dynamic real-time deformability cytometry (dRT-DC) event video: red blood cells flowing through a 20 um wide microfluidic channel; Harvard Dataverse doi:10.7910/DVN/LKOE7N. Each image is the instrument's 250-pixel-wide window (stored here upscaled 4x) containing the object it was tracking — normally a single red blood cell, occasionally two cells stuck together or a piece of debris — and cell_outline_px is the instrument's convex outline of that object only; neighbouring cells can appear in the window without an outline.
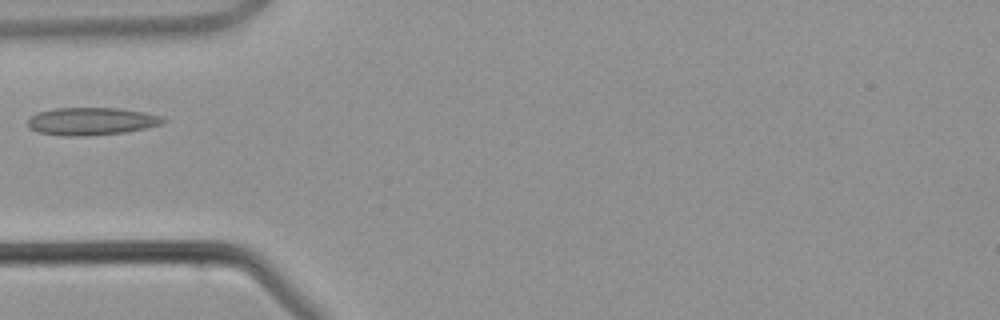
{"species": "common noctule bat (a hibernating species)", "species_latin": "Nyctalus noctula", "temperature_condition": "warm", "stored_images_in_passage": 1, "camera_frame_rate_fps": 3000, "um_per_image_px": 0.085, "animal": {"sex": "male", "body_mass_g": 21.5, "forearm_length_mm": 52.0}, "frame": {"image": 1, "passage_image": 1, "time_ms": 0.0, "image_size_px": [1000, 320], "cell_outline_px": [[168, 120], [164, 124], [124, 132], [84, 136], [64, 136], [40, 132], [28, 128], [28, 116], [36, 112], [56, 108], [120, 108], [144, 112], [160, 116]], "centroid_in_image_um": [7.75, 10.3], "position_along_channel_um": 77.2, "area_um2": 21.91}}